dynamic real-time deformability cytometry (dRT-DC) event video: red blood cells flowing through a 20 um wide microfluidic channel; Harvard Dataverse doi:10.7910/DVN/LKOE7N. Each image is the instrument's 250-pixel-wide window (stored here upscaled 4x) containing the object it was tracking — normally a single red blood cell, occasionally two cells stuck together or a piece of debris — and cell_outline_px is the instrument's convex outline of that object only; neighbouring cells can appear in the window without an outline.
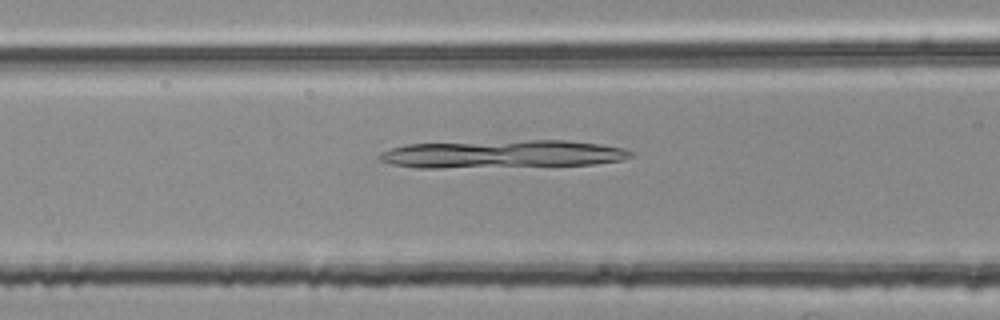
{"species": "common noctule bat (a hibernating species)", "species_latin": "Nyctalus noctula", "temperature_condition": "room temperature", "stored_images_in_passage": 32, "camera_frame_rate_fps": 3000, "um_per_image_px": 0.085, "animal": {"sex": "female", "body_mass_g": 25.1}, "frame": {"image": 1, "passage_image": 6, "time_ms": 1.667, "image_size_px": [1000, 320], "cell_outline_px": [[636, 156], [624, 160], [592, 164], [440, 168], [416, 168], [392, 164], [380, 160], [376, 156], [380, 152], [388, 148], [408, 144], [528, 140], [564, 140], [600, 144], [624, 148], [636, 152]], "centroid_in_image_um": [42.73, 13.09], "position_along_channel_um": 123.9, "area_um2": 40.98}}
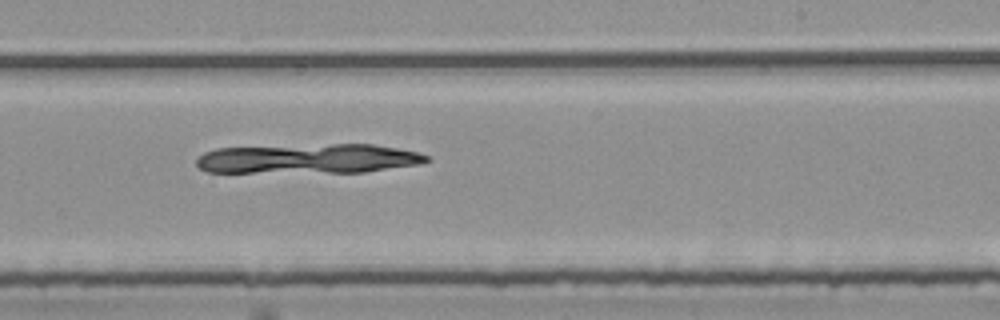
{"frame": {"image": 2, "passage_image": 17, "time_ms": 5.333, "image_size_px": [1000, 320], "cell_outline_px": [[432, 160], [420, 164], [364, 172], [208, 172], [200, 168], [196, 164], [196, 160], [204, 152], [216, 148], [332, 144], [372, 144], [420, 152], [428, 156]], "centroid_in_image_um": [26.24, 13.49], "position_along_channel_um": 262.8, "area_um2": 39.71}}
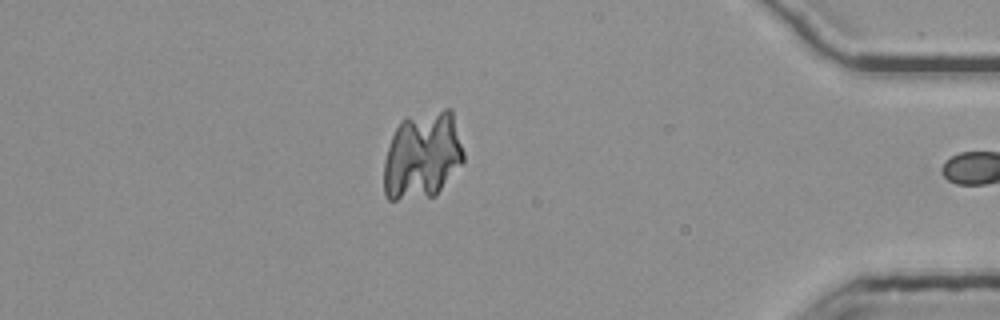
{"frame": {"image": 3, "passage_image": 31, "time_ms": 10.0, "image_size_px": [1000, 320], "cell_outline_px": [[464, 160], [436, 196], [396, 200], [388, 200], [384, 192], [384, 160], [392, 136], [400, 120], [404, 116], [444, 108], [452, 108], [464, 152]], "centroid_in_image_um": [35.91, 13.18], "position_along_channel_um": 399.3, "area_um2": 41.21}}